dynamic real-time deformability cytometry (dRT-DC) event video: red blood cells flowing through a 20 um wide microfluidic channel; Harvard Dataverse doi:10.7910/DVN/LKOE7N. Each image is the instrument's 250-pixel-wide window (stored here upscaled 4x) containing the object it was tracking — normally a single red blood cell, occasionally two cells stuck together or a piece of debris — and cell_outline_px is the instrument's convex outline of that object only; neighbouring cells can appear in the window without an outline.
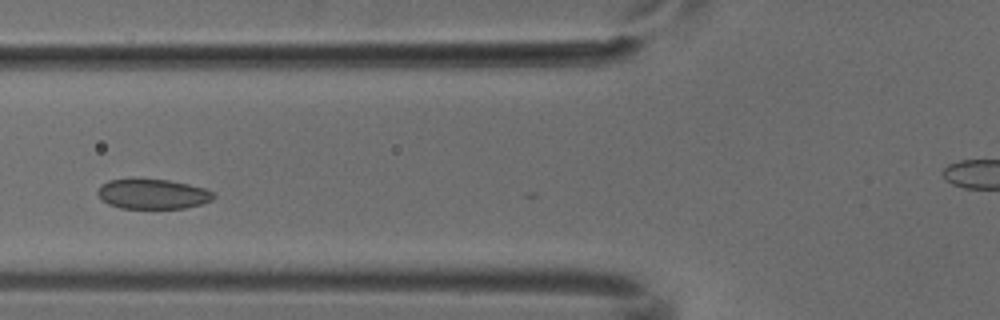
{"species": "common noctule bat (a hibernating species)", "species_latin": "Nyctalus noctula", "temperature_condition": "cold", "stored_images_in_passage": 5, "camera_frame_rate_fps": 3000, "um_per_image_px": 0.085, "animal": {"sex": "male", "body_mass_g": 18.8}, "frame": {"image": 1, "passage_image": 3, "time_ms": 0.667, "image_size_px": [1000, 320], "cell_outline_px": [[216, 196], [212, 200], [200, 204], [184, 208], [120, 208], [108, 204], [96, 192], [100, 184], [108, 180], [168, 180], [188, 184], [204, 188], [212, 192]], "centroid_in_image_um": [12.98, 16.5], "position_along_channel_um": 112.8, "area_um2": 19.88}}